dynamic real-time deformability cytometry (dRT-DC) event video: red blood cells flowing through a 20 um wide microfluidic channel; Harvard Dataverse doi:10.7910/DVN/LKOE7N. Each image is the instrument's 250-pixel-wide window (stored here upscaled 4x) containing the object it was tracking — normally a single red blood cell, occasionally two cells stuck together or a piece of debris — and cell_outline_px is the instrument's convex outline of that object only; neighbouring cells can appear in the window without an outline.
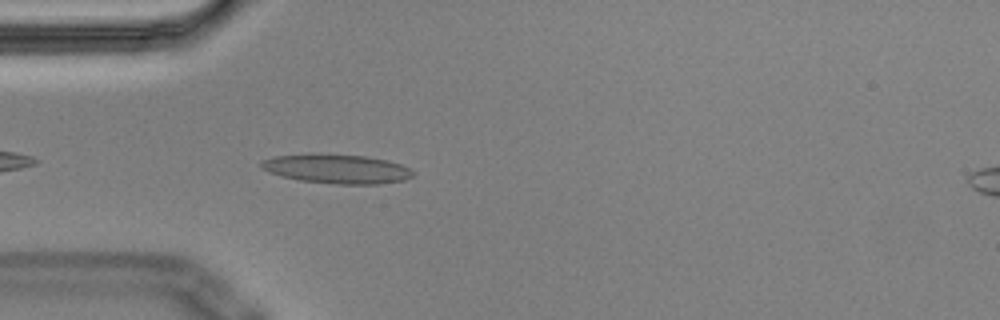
{"species": "Egyptian fruit bat (a non-hibernating species)", "species_latin": "Rousettus aegyptiacus", "temperature_condition": "cold", "stored_images_in_passage": 2, "camera_frame_rate_fps": 3000, "um_per_image_px": 0.085, "animal": {"sex": "male"}, "frame": {"image": 1, "passage_image": 2, "time_ms": 0.333, "image_size_px": [1000, 320], "cell_outline_px": [[416, 172], [412, 176], [404, 180], [380, 184], [336, 184], [300, 180], [280, 176], [268, 172], [260, 164], [260, 160], [276, 156], [312, 152], [364, 156], [388, 160], [400, 164]], "centroid_in_image_um": [28.61, 14.33], "position_along_channel_um": 56.4, "area_um2": 26.18}}